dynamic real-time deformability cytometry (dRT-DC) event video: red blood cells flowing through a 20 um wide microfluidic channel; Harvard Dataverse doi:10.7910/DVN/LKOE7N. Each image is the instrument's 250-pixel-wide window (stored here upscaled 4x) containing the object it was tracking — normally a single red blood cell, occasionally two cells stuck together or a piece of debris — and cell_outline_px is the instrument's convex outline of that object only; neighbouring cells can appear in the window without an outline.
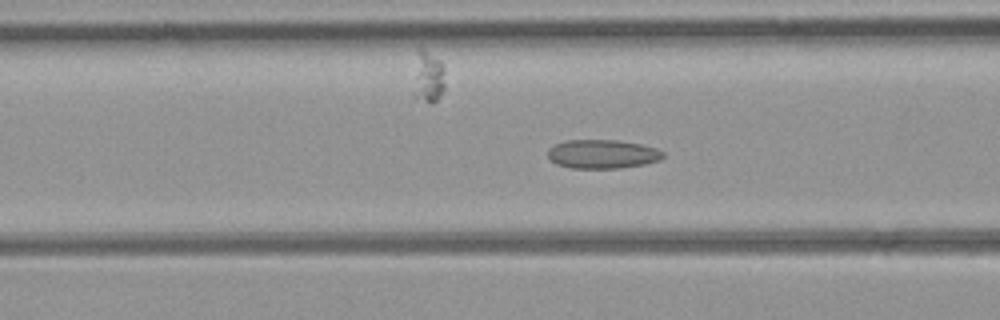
{"species": "common noctule bat (a hibernating species)", "species_latin": "Nyctalus noctula", "temperature_condition": "room temperature", "stored_images_in_passage": 34, "camera_frame_rate_fps": 3000, "um_per_image_px": 0.085, "animal": {"sex": "female", "body_mass_g": 21.9}, "frame": {"image": 1, "passage_image": 13, "time_ms": 4.0, "image_size_px": [1000, 320], "cell_outline_px": [[664, 156], [660, 160], [644, 164], [620, 168], [572, 168], [556, 164], [548, 156], [548, 148], [564, 140], [616, 140], [640, 144], [656, 148], [664, 152]], "centroid_in_image_um": [51.21, 13.09], "position_along_channel_um": 115.4, "area_um2": 19.36}}
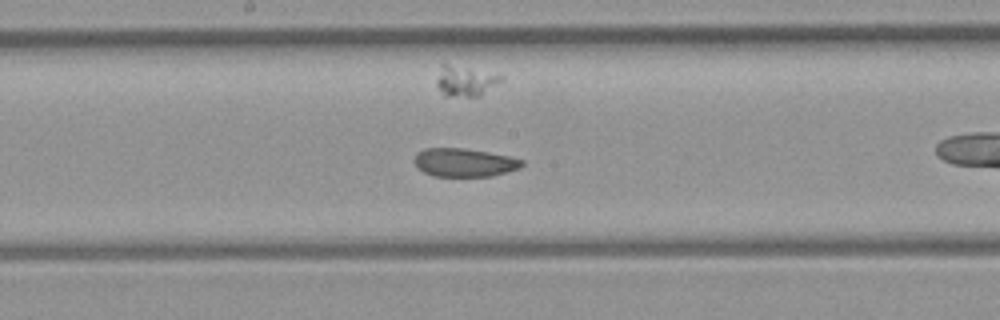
{"frame": {"image": 2, "passage_image": 20, "time_ms": 6.333, "image_size_px": [1000, 320], "cell_outline_px": [[524, 164], [520, 168], [492, 176], [432, 176], [424, 172], [412, 160], [416, 152], [424, 148], [460, 148], [508, 156], [524, 160]], "centroid_in_image_um": [39.43, 13.81], "position_along_channel_um": 208.8, "area_um2": 17.69}}
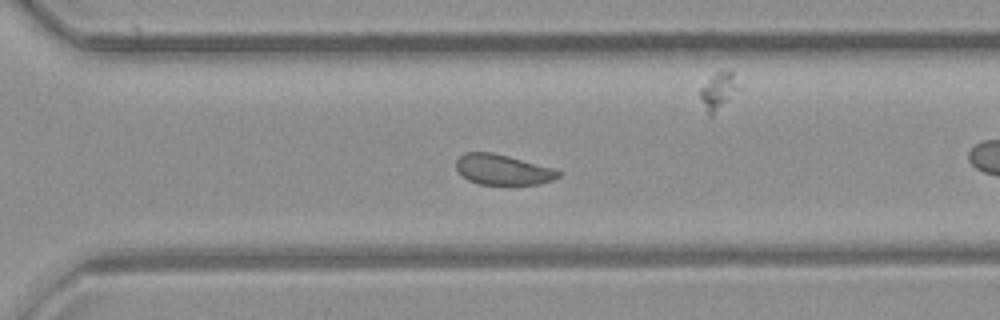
{"frame": {"image": 3, "passage_image": 29, "time_ms": 9.333, "image_size_px": [1000, 320], "cell_outline_px": [[560, 176], [552, 180], [540, 184], [480, 184], [468, 180], [456, 168], [456, 160], [464, 152], [492, 152], [556, 168], [560, 172]], "centroid_in_image_um": [42.76, 14.41], "position_along_channel_um": 327.8, "area_um2": 18.03}, "authors_computed_cell_mechanics": {"area_um2": 19.2185, "velocity_mm_per_s": 3.9867, "shape_relaxation_time_tau1_ms": null, "shape_relaxation_time_tau2_ms": 1.9778, "deformation_change_tau1": null, "deformation_change_tau2": 0.073}}